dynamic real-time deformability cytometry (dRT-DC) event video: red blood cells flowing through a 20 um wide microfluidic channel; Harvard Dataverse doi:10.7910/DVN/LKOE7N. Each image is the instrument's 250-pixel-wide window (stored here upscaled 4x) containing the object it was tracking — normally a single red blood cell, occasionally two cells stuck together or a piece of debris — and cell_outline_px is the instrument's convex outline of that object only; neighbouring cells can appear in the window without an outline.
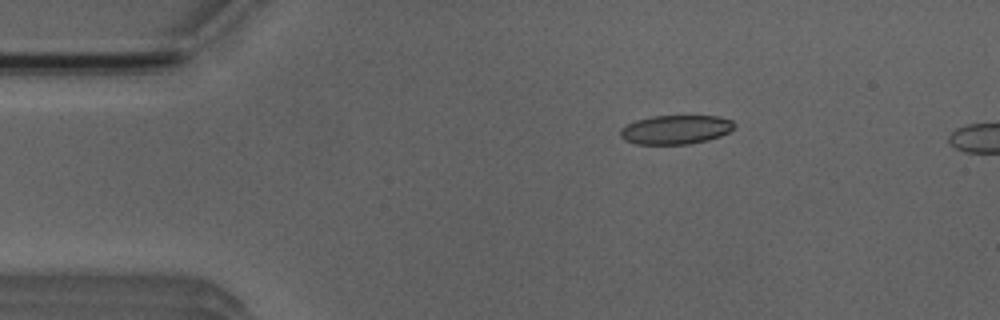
{"species": "Egyptian fruit bat (a non-hibernating species)", "species_latin": "Rousettus aegyptiacus", "temperature_condition": "room temperature", "stored_images_in_passage": 8, "camera_frame_rate_fps": 3000, "um_per_image_px": 0.085, "animal": {"sex": "male"}, "frame": {"image": 1, "passage_image": 3, "time_ms": 2.333, "image_size_px": [1000, 320], "cell_outline_px": [[736, 128], [720, 136], [708, 140], [688, 144], [636, 144], [624, 140], [620, 136], [620, 128], [636, 120], [652, 116], [716, 116], [732, 120], [736, 124]], "centroid_in_image_um": [57.44, 11.02], "position_along_channel_um": 27.6, "area_um2": 19.36}}
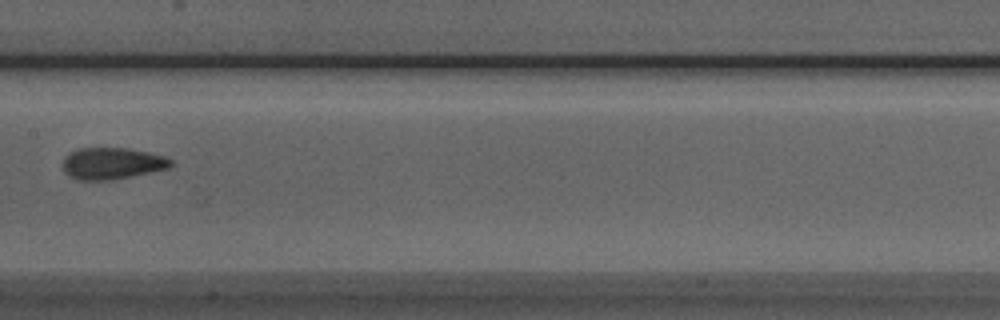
{"frame": {"image": 2, "passage_image": 8, "time_ms": 8.0, "image_size_px": [1000, 320], "cell_outline_px": [[176, 164], [168, 168], [112, 180], [80, 180], [68, 176], [64, 172], [64, 156], [68, 152], [76, 148], [128, 148], [148, 152], [164, 156], [172, 160]], "centroid_in_image_um": [9.51, 13.88], "position_along_channel_um": 197.9, "area_um2": 20.06}}